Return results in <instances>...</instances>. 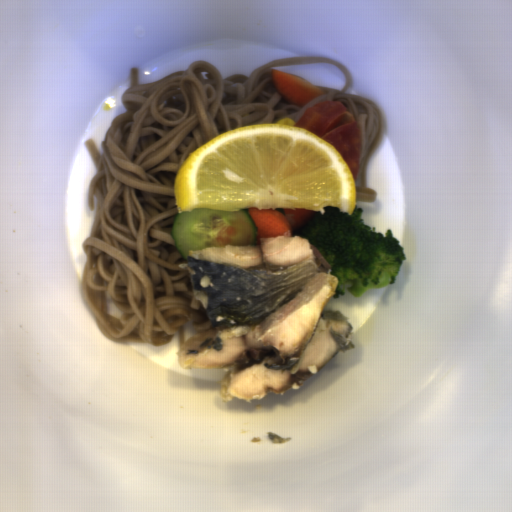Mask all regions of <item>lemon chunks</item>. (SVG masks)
I'll return each mask as SVG.
<instances>
[{
	"label": "lemon chunks",
	"mask_w": 512,
	"mask_h": 512,
	"mask_svg": "<svg viewBox=\"0 0 512 512\" xmlns=\"http://www.w3.org/2000/svg\"><path fill=\"white\" fill-rule=\"evenodd\" d=\"M179 212L305 209L352 213L356 179L330 142L304 127L240 126L196 148L177 168Z\"/></svg>",
	"instance_id": "1"
}]
</instances>
